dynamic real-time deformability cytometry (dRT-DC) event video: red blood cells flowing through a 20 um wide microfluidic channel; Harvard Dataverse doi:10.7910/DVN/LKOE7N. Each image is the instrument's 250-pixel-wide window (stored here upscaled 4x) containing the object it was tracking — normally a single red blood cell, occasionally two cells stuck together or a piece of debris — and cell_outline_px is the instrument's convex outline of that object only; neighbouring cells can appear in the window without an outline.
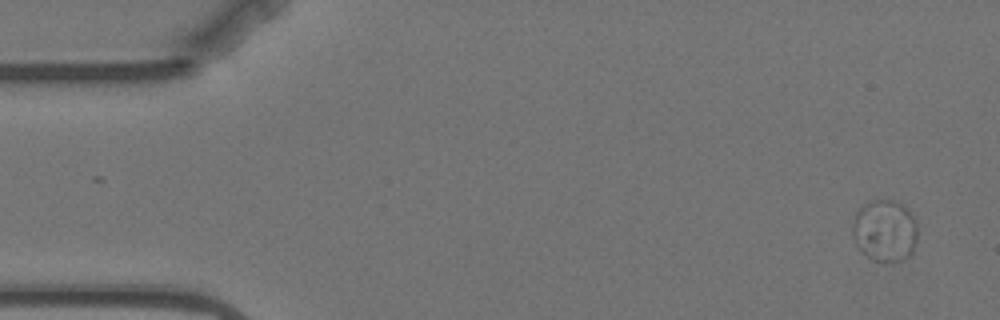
{"species": "Egyptian fruit bat (a non-hibernating species)", "species_latin": "Rousettus aegyptiacus", "temperature_condition": "warm", "stored_images_in_passage": 5, "camera_frame_rate_fps": 3000, "um_per_image_px": 0.085, "animal": {"sex": "female"}, "frame": {"image": 1, "passage_image": 1, "time_ms": 0.0, "image_size_px": [1000, 320], "cell_outline_px": [[916, 240], [912, 252], [908, 256], [900, 260], [872, 260], [860, 252], [852, 236], [852, 224], [856, 212], [864, 204], [872, 200], [892, 200], [900, 204], [916, 220]], "centroid_in_image_um": [75.16, 19.6], "position_along_channel_um": 9.8, "area_um2": 23.18}}
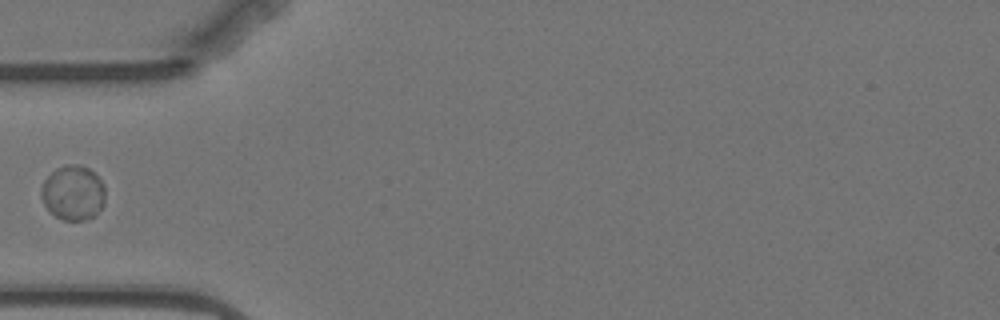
{"frame": {"image": 2, "passage_image": 5, "time_ms": 5.333, "image_size_px": [1000, 320], "cell_outline_px": [[104, 204], [92, 216], [84, 220], [64, 220], [56, 216], [44, 204], [40, 196], [40, 192], [44, 180], [56, 168], [68, 164], [76, 164], [88, 168], [104, 184]], "centroid_in_image_um": [6.19, 16.38], "position_along_channel_um": 78.8, "area_um2": 20.11}}